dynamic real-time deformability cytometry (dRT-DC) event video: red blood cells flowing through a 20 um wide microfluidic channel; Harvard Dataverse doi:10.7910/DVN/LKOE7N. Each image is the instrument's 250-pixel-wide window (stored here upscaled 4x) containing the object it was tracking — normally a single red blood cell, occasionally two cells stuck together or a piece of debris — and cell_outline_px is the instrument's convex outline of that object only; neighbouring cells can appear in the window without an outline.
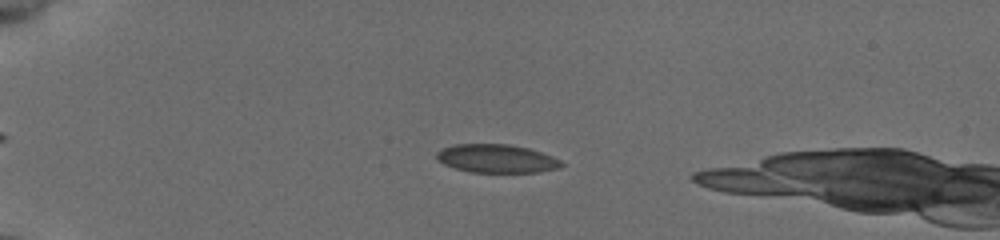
{"species": "common noctule bat (a hibernating species)", "species_latin": "Nyctalus noctula", "temperature_condition": "cold", "stored_images_in_passage": 52, "camera_frame_rate_fps": 3000, "um_per_image_px": 0.085, "animal": {"sex": "female", "body_mass_g": 19.5, "forearm_length_mm": 54.1}, "frame": {"image": 1, "passage_image": 15, "time_ms": 4.667, "image_size_px": [1000, 240], "cell_outline_px": [[564, 164], [560, 168], [540, 172], [468, 172], [444, 164], [436, 160], [436, 152], [444, 148], [456, 144], [508, 144], [528, 148], [552, 156], [560, 160]], "centroid_in_image_um": [42.21, 13.48], "position_along_channel_um": 42.8, "area_um2": 20.63}}
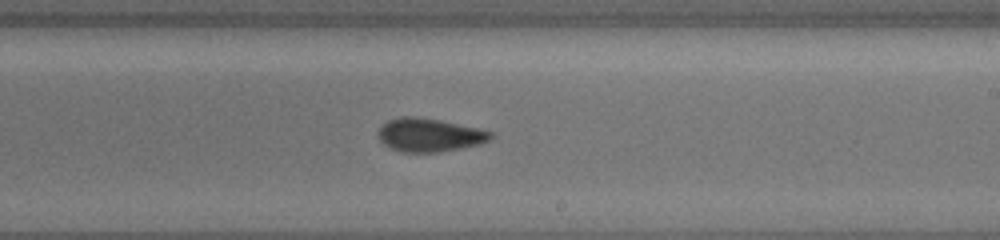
{"frame": {"image": 2, "passage_image": 35, "time_ms": 11.333, "image_size_px": [1000, 240], "cell_outline_px": [[492, 136], [488, 140], [480, 144], [440, 152], [404, 152], [392, 148], [384, 144], [380, 140], [380, 128], [388, 120], [400, 116], [408, 116], [440, 120], [476, 128], [492, 132]], "centroid_in_image_um": [36.5, 11.48], "position_along_channel_um": 252.5, "area_um2": 21.39}}
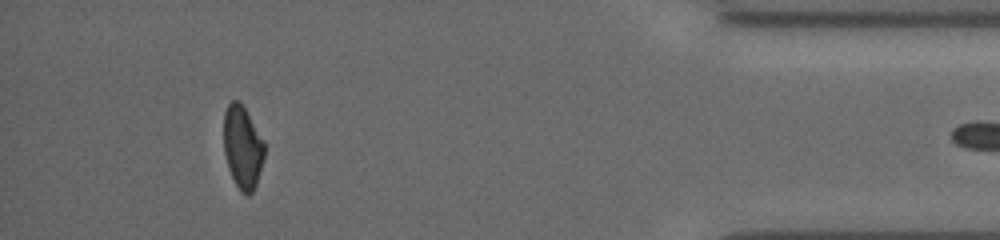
{"frame": {"image": 3, "passage_image": 51, "time_ms": 16.667, "image_size_px": [1000, 240], "cell_outline_px": [[264, 160], [256, 184], [252, 192], [248, 196], [240, 192], [228, 168], [224, 152], [224, 112], [228, 104], [232, 100], [240, 100], [244, 104], [264, 140]], "centroid_in_image_um": [20.63, 12.47], "position_along_channel_um": 414.6, "area_um2": 20.0}}